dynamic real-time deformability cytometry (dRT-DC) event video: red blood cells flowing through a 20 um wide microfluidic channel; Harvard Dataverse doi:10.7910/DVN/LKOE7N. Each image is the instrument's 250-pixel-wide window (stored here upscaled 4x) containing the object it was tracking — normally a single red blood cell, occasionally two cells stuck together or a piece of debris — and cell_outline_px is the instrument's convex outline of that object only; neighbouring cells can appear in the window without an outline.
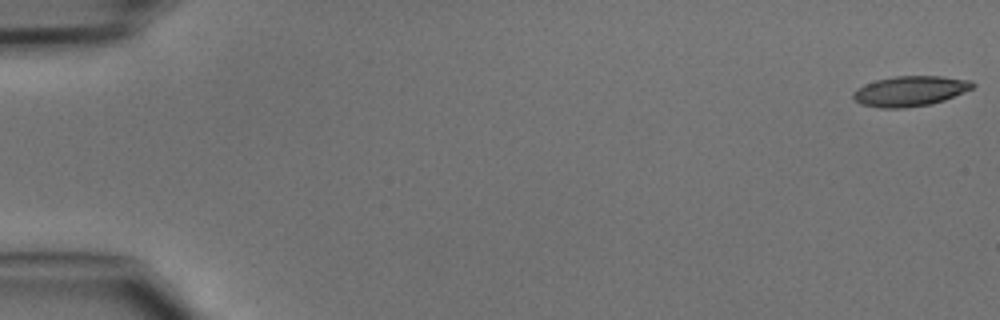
{"species": "common noctule bat (a hibernating species)", "species_latin": "Nyctalus noctula", "temperature_condition": "cold", "stored_images_in_passage": 48, "camera_frame_rate_fps": 3000, "um_per_image_px": 0.085, "animal": {"sex": "male", "body_mass_g": 15.6}, "frame": {"image": 1, "passage_image": 1, "time_ms": 0.0, "image_size_px": [1000, 320], "cell_outline_px": [[976, 84], [972, 88], [964, 92], [944, 100], [932, 104], [904, 108], [880, 108], [860, 104], [852, 96], [852, 92], [856, 88], [864, 84], [876, 80], [896, 76], [944, 76], [972, 80]], "centroid_in_image_um": [77.36, 7.74], "position_along_channel_um": 7.6, "area_um2": 21.21}}
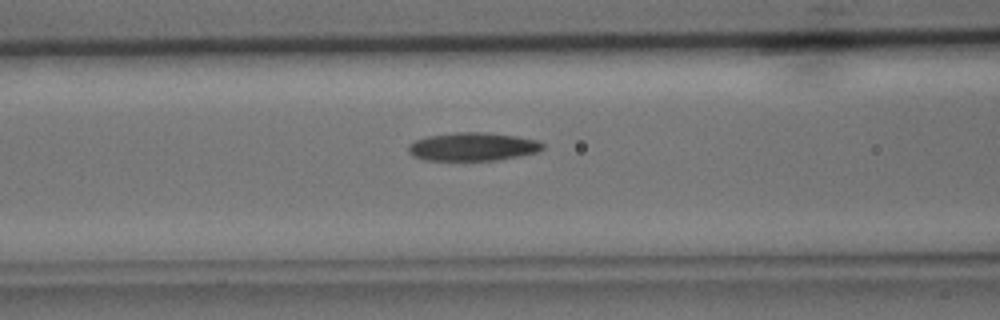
{"frame": {"image": 2, "passage_image": 20, "time_ms": 6.333, "image_size_px": [1000, 320], "cell_outline_px": [[544, 148], [536, 152], [520, 156], [496, 160], [424, 160], [412, 156], [408, 152], [408, 144], [416, 140], [428, 136], [456, 132], [484, 132], [516, 136], [536, 140], [544, 144]], "centroid_in_image_um": [40.16, 12.47], "position_along_channel_um": 126.4, "area_um2": 22.14}}
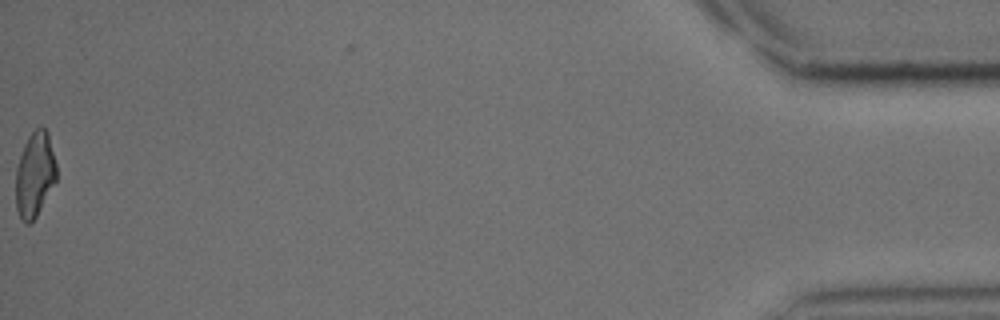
{"frame": {"image": 3, "passage_image": 48, "time_ms": 15.667, "image_size_px": [1000, 320], "cell_outline_px": [[56, 180], [36, 216], [28, 224], [24, 224], [16, 208], [16, 168], [24, 144], [28, 136], [40, 124], [48, 132], [56, 164]], "centroid_in_image_um": [2.95, 14.8], "position_along_channel_um": 432.3, "area_um2": 20.0}}